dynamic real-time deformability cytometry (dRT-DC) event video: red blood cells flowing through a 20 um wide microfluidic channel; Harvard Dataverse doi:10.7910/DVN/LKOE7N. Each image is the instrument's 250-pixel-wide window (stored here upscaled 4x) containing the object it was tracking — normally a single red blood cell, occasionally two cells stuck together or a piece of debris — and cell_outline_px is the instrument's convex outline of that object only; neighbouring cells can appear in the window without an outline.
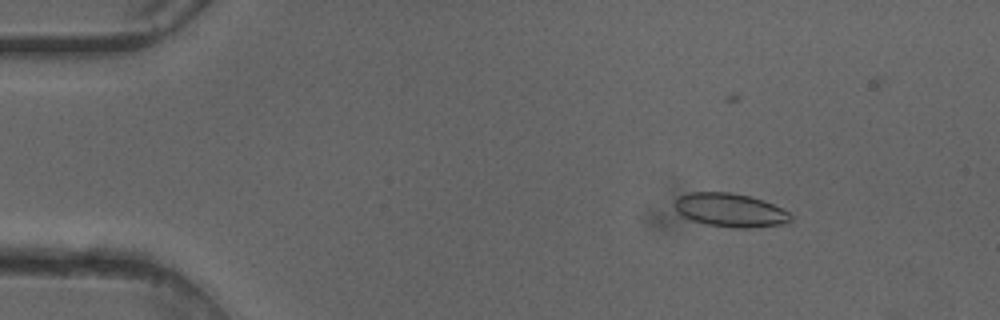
{"species": "common noctule bat (a hibernating species)", "species_latin": "Nyctalus noctula", "temperature_condition": "cold", "stored_images_in_passage": 42, "camera_frame_rate_fps": 3000, "um_per_image_px": 0.085, "animal": {"sex": "female"}, "frame": {"image": 1, "passage_image": 9, "time_ms": 2.667, "image_size_px": [1000, 320], "cell_outline_px": [[792, 220], [788, 224], [748, 228], [732, 228], [708, 224], [692, 220], [684, 216], [676, 208], [676, 200], [680, 196], [692, 192], [728, 192], [748, 196], [764, 200], [788, 212], [792, 216]], "centroid_in_image_um": [62.14, 17.87], "position_along_channel_um": 22.9, "area_um2": 22.48}}
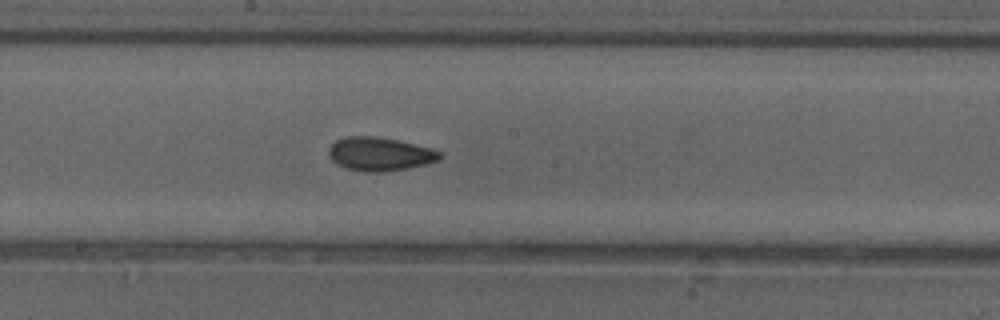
{"frame": {"image": 2, "passage_image": 29, "time_ms": 9.333, "image_size_px": [1000, 320], "cell_outline_px": [[440, 160], [428, 164], [408, 168], [384, 172], [364, 172], [348, 168], [336, 164], [332, 160], [328, 152], [328, 148], [336, 140], [344, 136], [376, 136], [396, 140], [432, 148], [440, 152]], "centroid_in_image_um": [32.27, 13.09], "position_along_channel_um": 215.9, "area_um2": 21.79}}
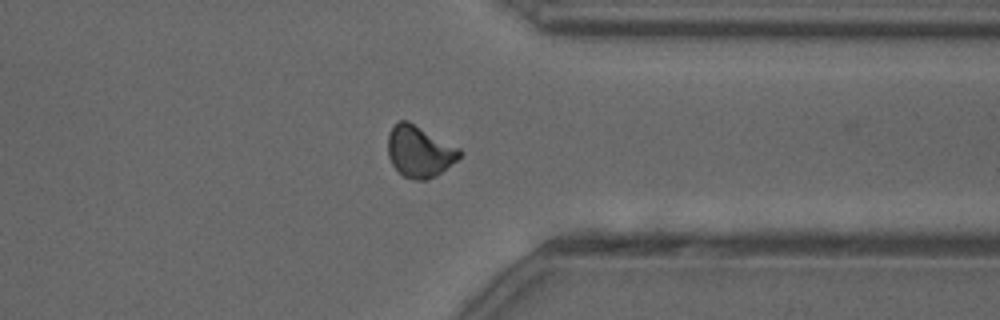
{"frame": {"image": 3, "passage_image": 41, "time_ms": 13.333, "image_size_px": [1000, 320], "cell_outline_px": [[460, 156], [456, 160], [436, 176], [424, 180], [412, 180], [404, 176], [392, 164], [388, 156], [388, 132], [392, 124], [400, 120], [408, 120], [460, 148]], "centroid_in_image_um": [35.62, 12.85], "position_along_channel_um": 375.8, "area_um2": 21.5}}